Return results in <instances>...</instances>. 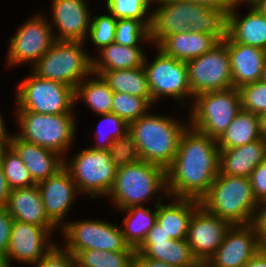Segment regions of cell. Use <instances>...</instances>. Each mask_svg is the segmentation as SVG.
<instances>
[{
    "label": "cell",
    "instance_id": "6da1fadb",
    "mask_svg": "<svg viewBox=\"0 0 266 267\" xmlns=\"http://www.w3.org/2000/svg\"><path fill=\"white\" fill-rule=\"evenodd\" d=\"M219 151L217 139L188 126L172 164L166 169L167 199L200 200L217 177Z\"/></svg>",
    "mask_w": 266,
    "mask_h": 267
},
{
    "label": "cell",
    "instance_id": "7a4b0ae2",
    "mask_svg": "<svg viewBox=\"0 0 266 267\" xmlns=\"http://www.w3.org/2000/svg\"><path fill=\"white\" fill-rule=\"evenodd\" d=\"M159 7L151 12L149 38L158 46L168 35L186 31L214 35L219 41L228 37V14L180 0H154Z\"/></svg>",
    "mask_w": 266,
    "mask_h": 267
},
{
    "label": "cell",
    "instance_id": "3957f363",
    "mask_svg": "<svg viewBox=\"0 0 266 267\" xmlns=\"http://www.w3.org/2000/svg\"><path fill=\"white\" fill-rule=\"evenodd\" d=\"M173 118L148 112L129 123L128 133L135 141L141 160L165 170L172 164L181 135L189 126Z\"/></svg>",
    "mask_w": 266,
    "mask_h": 267
},
{
    "label": "cell",
    "instance_id": "277c9868",
    "mask_svg": "<svg viewBox=\"0 0 266 267\" xmlns=\"http://www.w3.org/2000/svg\"><path fill=\"white\" fill-rule=\"evenodd\" d=\"M208 212L231 225L251 224L258 205L249 177L217 174L208 192L199 200Z\"/></svg>",
    "mask_w": 266,
    "mask_h": 267
},
{
    "label": "cell",
    "instance_id": "5b68a950",
    "mask_svg": "<svg viewBox=\"0 0 266 267\" xmlns=\"http://www.w3.org/2000/svg\"><path fill=\"white\" fill-rule=\"evenodd\" d=\"M160 190L165 192L166 198L169 197L166 170L140 160L117 168L115 183L108 196L113 199L114 206L121 210L153 200Z\"/></svg>",
    "mask_w": 266,
    "mask_h": 267
},
{
    "label": "cell",
    "instance_id": "8992f818",
    "mask_svg": "<svg viewBox=\"0 0 266 267\" xmlns=\"http://www.w3.org/2000/svg\"><path fill=\"white\" fill-rule=\"evenodd\" d=\"M84 43L56 40L31 70L43 79L60 82L75 90L92 74V56L86 53Z\"/></svg>",
    "mask_w": 266,
    "mask_h": 267
},
{
    "label": "cell",
    "instance_id": "52a82bcc",
    "mask_svg": "<svg viewBox=\"0 0 266 267\" xmlns=\"http://www.w3.org/2000/svg\"><path fill=\"white\" fill-rule=\"evenodd\" d=\"M21 139L53 150L65 158L76 132L73 114H41L33 111H16ZM75 118V119H74Z\"/></svg>",
    "mask_w": 266,
    "mask_h": 267
},
{
    "label": "cell",
    "instance_id": "ba28073f",
    "mask_svg": "<svg viewBox=\"0 0 266 267\" xmlns=\"http://www.w3.org/2000/svg\"><path fill=\"white\" fill-rule=\"evenodd\" d=\"M189 126L218 139L241 110L239 90L208 91L194 96L190 103Z\"/></svg>",
    "mask_w": 266,
    "mask_h": 267
},
{
    "label": "cell",
    "instance_id": "9c48e42d",
    "mask_svg": "<svg viewBox=\"0 0 266 267\" xmlns=\"http://www.w3.org/2000/svg\"><path fill=\"white\" fill-rule=\"evenodd\" d=\"M16 93V111L74 114V89L60 82L43 79L33 71L18 85Z\"/></svg>",
    "mask_w": 266,
    "mask_h": 267
},
{
    "label": "cell",
    "instance_id": "30bf717a",
    "mask_svg": "<svg viewBox=\"0 0 266 267\" xmlns=\"http://www.w3.org/2000/svg\"><path fill=\"white\" fill-rule=\"evenodd\" d=\"M66 159L64 167L76 183L79 194L87 193L93 199L104 195L108 197L117 172L108 150L87 147L69 161Z\"/></svg>",
    "mask_w": 266,
    "mask_h": 267
},
{
    "label": "cell",
    "instance_id": "8fae6325",
    "mask_svg": "<svg viewBox=\"0 0 266 267\" xmlns=\"http://www.w3.org/2000/svg\"><path fill=\"white\" fill-rule=\"evenodd\" d=\"M155 47L158 50L156 58L148 64V59L145 57L143 64L152 103H156L160 97L170 96L179 102V105L186 104L189 96L194 98L189 85L187 63L167 56L161 49Z\"/></svg>",
    "mask_w": 266,
    "mask_h": 267
},
{
    "label": "cell",
    "instance_id": "7c38bea8",
    "mask_svg": "<svg viewBox=\"0 0 266 267\" xmlns=\"http://www.w3.org/2000/svg\"><path fill=\"white\" fill-rule=\"evenodd\" d=\"M66 238L64 249L74 255L78 251L98 249L100 251L135 250L122 234L121 227L102 220L66 222L60 230Z\"/></svg>",
    "mask_w": 266,
    "mask_h": 267
},
{
    "label": "cell",
    "instance_id": "4fadbf2b",
    "mask_svg": "<svg viewBox=\"0 0 266 267\" xmlns=\"http://www.w3.org/2000/svg\"><path fill=\"white\" fill-rule=\"evenodd\" d=\"M186 63L193 96L233 88L229 52L223 41Z\"/></svg>",
    "mask_w": 266,
    "mask_h": 267
},
{
    "label": "cell",
    "instance_id": "5bb4252c",
    "mask_svg": "<svg viewBox=\"0 0 266 267\" xmlns=\"http://www.w3.org/2000/svg\"><path fill=\"white\" fill-rule=\"evenodd\" d=\"M44 15H35L19 27L10 38L6 61L8 65L31 63V68L55 43L54 30Z\"/></svg>",
    "mask_w": 266,
    "mask_h": 267
},
{
    "label": "cell",
    "instance_id": "9a60e30c",
    "mask_svg": "<svg viewBox=\"0 0 266 267\" xmlns=\"http://www.w3.org/2000/svg\"><path fill=\"white\" fill-rule=\"evenodd\" d=\"M50 235L51 232L44 227L13 219L4 261L9 267L14 260L29 266L37 263L57 244L51 242Z\"/></svg>",
    "mask_w": 266,
    "mask_h": 267
},
{
    "label": "cell",
    "instance_id": "2e32d148",
    "mask_svg": "<svg viewBox=\"0 0 266 267\" xmlns=\"http://www.w3.org/2000/svg\"><path fill=\"white\" fill-rule=\"evenodd\" d=\"M231 224L211 213L201 205L191 216L187 242L197 260L208 261L222 244Z\"/></svg>",
    "mask_w": 266,
    "mask_h": 267
},
{
    "label": "cell",
    "instance_id": "e0dca14e",
    "mask_svg": "<svg viewBox=\"0 0 266 267\" xmlns=\"http://www.w3.org/2000/svg\"><path fill=\"white\" fill-rule=\"evenodd\" d=\"M253 224L231 225L216 252L208 259L212 267H242L261 249Z\"/></svg>",
    "mask_w": 266,
    "mask_h": 267
},
{
    "label": "cell",
    "instance_id": "ac0fdd59",
    "mask_svg": "<svg viewBox=\"0 0 266 267\" xmlns=\"http://www.w3.org/2000/svg\"><path fill=\"white\" fill-rule=\"evenodd\" d=\"M51 8V27L55 25L58 32H54L55 40H87L92 15L85 0H52Z\"/></svg>",
    "mask_w": 266,
    "mask_h": 267
},
{
    "label": "cell",
    "instance_id": "d6986e66",
    "mask_svg": "<svg viewBox=\"0 0 266 267\" xmlns=\"http://www.w3.org/2000/svg\"><path fill=\"white\" fill-rule=\"evenodd\" d=\"M39 191L48 218L59 227L65 225L67 211L71 208L79 191L69 171L63 166L54 175L39 182ZM64 222V223H63Z\"/></svg>",
    "mask_w": 266,
    "mask_h": 267
},
{
    "label": "cell",
    "instance_id": "ffe728a7",
    "mask_svg": "<svg viewBox=\"0 0 266 267\" xmlns=\"http://www.w3.org/2000/svg\"><path fill=\"white\" fill-rule=\"evenodd\" d=\"M229 52L233 87L261 80L266 61L265 50L250 45L234 42L229 37L223 41Z\"/></svg>",
    "mask_w": 266,
    "mask_h": 267
},
{
    "label": "cell",
    "instance_id": "44dd1931",
    "mask_svg": "<svg viewBox=\"0 0 266 267\" xmlns=\"http://www.w3.org/2000/svg\"><path fill=\"white\" fill-rule=\"evenodd\" d=\"M5 208L14 220L44 227L51 233L59 228L48 218L37 184L11 190Z\"/></svg>",
    "mask_w": 266,
    "mask_h": 267
},
{
    "label": "cell",
    "instance_id": "7402d4cb",
    "mask_svg": "<svg viewBox=\"0 0 266 267\" xmlns=\"http://www.w3.org/2000/svg\"><path fill=\"white\" fill-rule=\"evenodd\" d=\"M243 3L248 4L250 12L241 17L236 11ZM228 37L234 42L266 49V15L254 1H239L229 13Z\"/></svg>",
    "mask_w": 266,
    "mask_h": 267
},
{
    "label": "cell",
    "instance_id": "603a6c76",
    "mask_svg": "<svg viewBox=\"0 0 266 267\" xmlns=\"http://www.w3.org/2000/svg\"><path fill=\"white\" fill-rule=\"evenodd\" d=\"M10 147L25 164L36 184L51 177L64 166V158L57 152L25 141L16 134L11 136Z\"/></svg>",
    "mask_w": 266,
    "mask_h": 267
},
{
    "label": "cell",
    "instance_id": "cb8c5ba5",
    "mask_svg": "<svg viewBox=\"0 0 266 267\" xmlns=\"http://www.w3.org/2000/svg\"><path fill=\"white\" fill-rule=\"evenodd\" d=\"M265 159V137L242 146L220 150L218 174L250 177L253 170Z\"/></svg>",
    "mask_w": 266,
    "mask_h": 267
},
{
    "label": "cell",
    "instance_id": "d4e9b609",
    "mask_svg": "<svg viewBox=\"0 0 266 267\" xmlns=\"http://www.w3.org/2000/svg\"><path fill=\"white\" fill-rule=\"evenodd\" d=\"M219 42L212 34L188 30L168 35L157 47L167 56L187 62L205 54Z\"/></svg>",
    "mask_w": 266,
    "mask_h": 267
},
{
    "label": "cell",
    "instance_id": "484cf974",
    "mask_svg": "<svg viewBox=\"0 0 266 267\" xmlns=\"http://www.w3.org/2000/svg\"><path fill=\"white\" fill-rule=\"evenodd\" d=\"M173 199L168 204H157V223L172 239H186L191 216L200 206V201L192 198Z\"/></svg>",
    "mask_w": 266,
    "mask_h": 267
},
{
    "label": "cell",
    "instance_id": "4316f807",
    "mask_svg": "<svg viewBox=\"0 0 266 267\" xmlns=\"http://www.w3.org/2000/svg\"><path fill=\"white\" fill-rule=\"evenodd\" d=\"M136 253L144 258L167 263L175 267H189L197 259L194 257L187 239L143 241Z\"/></svg>",
    "mask_w": 266,
    "mask_h": 267
},
{
    "label": "cell",
    "instance_id": "83f0119b",
    "mask_svg": "<svg viewBox=\"0 0 266 267\" xmlns=\"http://www.w3.org/2000/svg\"><path fill=\"white\" fill-rule=\"evenodd\" d=\"M98 53V58L92 57V72L96 75L102 71L141 67L146 56L140 46H124L115 42L101 48Z\"/></svg>",
    "mask_w": 266,
    "mask_h": 267
},
{
    "label": "cell",
    "instance_id": "f1b7e54d",
    "mask_svg": "<svg viewBox=\"0 0 266 267\" xmlns=\"http://www.w3.org/2000/svg\"><path fill=\"white\" fill-rule=\"evenodd\" d=\"M155 210L145 208V205H133L120 211L127 213L122 220V234L126 243L135 250L143 243L149 230L157 222V204L162 202V197L156 198Z\"/></svg>",
    "mask_w": 266,
    "mask_h": 267
},
{
    "label": "cell",
    "instance_id": "f546056e",
    "mask_svg": "<svg viewBox=\"0 0 266 267\" xmlns=\"http://www.w3.org/2000/svg\"><path fill=\"white\" fill-rule=\"evenodd\" d=\"M263 137L260 131L259 116L241 109L217 139V144L219 150H224L260 140Z\"/></svg>",
    "mask_w": 266,
    "mask_h": 267
},
{
    "label": "cell",
    "instance_id": "4dcf8cb0",
    "mask_svg": "<svg viewBox=\"0 0 266 267\" xmlns=\"http://www.w3.org/2000/svg\"><path fill=\"white\" fill-rule=\"evenodd\" d=\"M113 95L114 92L103 77L93 72L82 80L74 90L75 102L78 99L83 100L88 108L96 112L97 115L111 113Z\"/></svg>",
    "mask_w": 266,
    "mask_h": 267
},
{
    "label": "cell",
    "instance_id": "1f68e13d",
    "mask_svg": "<svg viewBox=\"0 0 266 267\" xmlns=\"http://www.w3.org/2000/svg\"><path fill=\"white\" fill-rule=\"evenodd\" d=\"M99 75L103 77L113 92L127 93L137 97H151L143 66L133 69L102 71Z\"/></svg>",
    "mask_w": 266,
    "mask_h": 267
},
{
    "label": "cell",
    "instance_id": "d6a6232c",
    "mask_svg": "<svg viewBox=\"0 0 266 267\" xmlns=\"http://www.w3.org/2000/svg\"><path fill=\"white\" fill-rule=\"evenodd\" d=\"M136 250L100 251L89 249L73 256L76 267H133Z\"/></svg>",
    "mask_w": 266,
    "mask_h": 267
},
{
    "label": "cell",
    "instance_id": "836d02e7",
    "mask_svg": "<svg viewBox=\"0 0 266 267\" xmlns=\"http://www.w3.org/2000/svg\"><path fill=\"white\" fill-rule=\"evenodd\" d=\"M152 104L151 97H137L127 93L114 92L111 113L129 124L146 115Z\"/></svg>",
    "mask_w": 266,
    "mask_h": 267
},
{
    "label": "cell",
    "instance_id": "e575fe53",
    "mask_svg": "<svg viewBox=\"0 0 266 267\" xmlns=\"http://www.w3.org/2000/svg\"><path fill=\"white\" fill-rule=\"evenodd\" d=\"M154 0H106L108 13L118 19H136L148 29L151 23V11ZM148 14V15H147Z\"/></svg>",
    "mask_w": 266,
    "mask_h": 267
},
{
    "label": "cell",
    "instance_id": "d590c367",
    "mask_svg": "<svg viewBox=\"0 0 266 267\" xmlns=\"http://www.w3.org/2000/svg\"><path fill=\"white\" fill-rule=\"evenodd\" d=\"M0 163L11 190L36 184L25 164L11 147L4 153Z\"/></svg>",
    "mask_w": 266,
    "mask_h": 267
},
{
    "label": "cell",
    "instance_id": "8d00e7d4",
    "mask_svg": "<svg viewBox=\"0 0 266 267\" xmlns=\"http://www.w3.org/2000/svg\"><path fill=\"white\" fill-rule=\"evenodd\" d=\"M140 41L151 43L149 29L141 21L129 18L117 20L115 43L124 46H139Z\"/></svg>",
    "mask_w": 266,
    "mask_h": 267
},
{
    "label": "cell",
    "instance_id": "74e56055",
    "mask_svg": "<svg viewBox=\"0 0 266 267\" xmlns=\"http://www.w3.org/2000/svg\"><path fill=\"white\" fill-rule=\"evenodd\" d=\"M99 116H102L99 125L103 122L107 124V127L108 125H111L113 127V130L110 129L111 131H107V133L106 130L103 129V127L101 128L103 124L98 126L95 134L97 143L91 148L108 150L114 140L124 137L126 134H128L129 124L114 113H106Z\"/></svg>",
    "mask_w": 266,
    "mask_h": 267
},
{
    "label": "cell",
    "instance_id": "f35d334b",
    "mask_svg": "<svg viewBox=\"0 0 266 267\" xmlns=\"http://www.w3.org/2000/svg\"><path fill=\"white\" fill-rule=\"evenodd\" d=\"M116 25L117 19L110 13L91 18L88 36L98 50L114 42Z\"/></svg>",
    "mask_w": 266,
    "mask_h": 267
},
{
    "label": "cell",
    "instance_id": "ab89813d",
    "mask_svg": "<svg viewBox=\"0 0 266 267\" xmlns=\"http://www.w3.org/2000/svg\"><path fill=\"white\" fill-rule=\"evenodd\" d=\"M241 98V109L253 114L266 111V82L259 80L238 89Z\"/></svg>",
    "mask_w": 266,
    "mask_h": 267
},
{
    "label": "cell",
    "instance_id": "60d3db41",
    "mask_svg": "<svg viewBox=\"0 0 266 267\" xmlns=\"http://www.w3.org/2000/svg\"><path fill=\"white\" fill-rule=\"evenodd\" d=\"M108 152L111 161L117 168L134 164L141 160L135 141L129 133L114 140Z\"/></svg>",
    "mask_w": 266,
    "mask_h": 267
},
{
    "label": "cell",
    "instance_id": "b9f144b4",
    "mask_svg": "<svg viewBox=\"0 0 266 267\" xmlns=\"http://www.w3.org/2000/svg\"><path fill=\"white\" fill-rule=\"evenodd\" d=\"M55 245L34 267H76L74 256L63 248Z\"/></svg>",
    "mask_w": 266,
    "mask_h": 267
},
{
    "label": "cell",
    "instance_id": "7bdbcfd3",
    "mask_svg": "<svg viewBox=\"0 0 266 267\" xmlns=\"http://www.w3.org/2000/svg\"><path fill=\"white\" fill-rule=\"evenodd\" d=\"M249 178L257 202L266 200V159L253 170Z\"/></svg>",
    "mask_w": 266,
    "mask_h": 267
},
{
    "label": "cell",
    "instance_id": "ee69618b",
    "mask_svg": "<svg viewBox=\"0 0 266 267\" xmlns=\"http://www.w3.org/2000/svg\"><path fill=\"white\" fill-rule=\"evenodd\" d=\"M13 218L5 207H0V259L6 258Z\"/></svg>",
    "mask_w": 266,
    "mask_h": 267
},
{
    "label": "cell",
    "instance_id": "f6af8a7d",
    "mask_svg": "<svg viewBox=\"0 0 266 267\" xmlns=\"http://www.w3.org/2000/svg\"><path fill=\"white\" fill-rule=\"evenodd\" d=\"M252 224L261 247L266 248V200L258 203Z\"/></svg>",
    "mask_w": 266,
    "mask_h": 267
},
{
    "label": "cell",
    "instance_id": "bcb514c9",
    "mask_svg": "<svg viewBox=\"0 0 266 267\" xmlns=\"http://www.w3.org/2000/svg\"><path fill=\"white\" fill-rule=\"evenodd\" d=\"M196 5L210 7L212 9H220L225 11L228 15L238 4L239 0H180Z\"/></svg>",
    "mask_w": 266,
    "mask_h": 267
},
{
    "label": "cell",
    "instance_id": "7dc6e473",
    "mask_svg": "<svg viewBox=\"0 0 266 267\" xmlns=\"http://www.w3.org/2000/svg\"><path fill=\"white\" fill-rule=\"evenodd\" d=\"M133 267H175L167 263L144 258L141 254L135 253Z\"/></svg>",
    "mask_w": 266,
    "mask_h": 267
},
{
    "label": "cell",
    "instance_id": "c3c4849f",
    "mask_svg": "<svg viewBox=\"0 0 266 267\" xmlns=\"http://www.w3.org/2000/svg\"><path fill=\"white\" fill-rule=\"evenodd\" d=\"M170 235H167L163 228L156 222L155 225L149 230L144 241H161L171 240Z\"/></svg>",
    "mask_w": 266,
    "mask_h": 267
},
{
    "label": "cell",
    "instance_id": "681fc988",
    "mask_svg": "<svg viewBox=\"0 0 266 267\" xmlns=\"http://www.w3.org/2000/svg\"><path fill=\"white\" fill-rule=\"evenodd\" d=\"M11 189L8 186L1 163H0V207H5Z\"/></svg>",
    "mask_w": 266,
    "mask_h": 267
},
{
    "label": "cell",
    "instance_id": "f907efd6",
    "mask_svg": "<svg viewBox=\"0 0 266 267\" xmlns=\"http://www.w3.org/2000/svg\"><path fill=\"white\" fill-rule=\"evenodd\" d=\"M242 267H266V248H261L259 252Z\"/></svg>",
    "mask_w": 266,
    "mask_h": 267
},
{
    "label": "cell",
    "instance_id": "816d5d0a",
    "mask_svg": "<svg viewBox=\"0 0 266 267\" xmlns=\"http://www.w3.org/2000/svg\"><path fill=\"white\" fill-rule=\"evenodd\" d=\"M11 136L8 131H0V162L4 153L10 148Z\"/></svg>",
    "mask_w": 266,
    "mask_h": 267
},
{
    "label": "cell",
    "instance_id": "f5cc1de1",
    "mask_svg": "<svg viewBox=\"0 0 266 267\" xmlns=\"http://www.w3.org/2000/svg\"><path fill=\"white\" fill-rule=\"evenodd\" d=\"M259 116L260 131L266 138V111L262 112Z\"/></svg>",
    "mask_w": 266,
    "mask_h": 267
},
{
    "label": "cell",
    "instance_id": "db71d44e",
    "mask_svg": "<svg viewBox=\"0 0 266 267\" xmlns=\"http://www.w3.org/2000/svg\"><path fill=\"white\" fill-rule=\"evenodd\" d=\"M189 267H212L208 261L197 260L194 264Z\"/></svg>",
    "mask_w": 266,
    "mask_h": 267
},
{
    "label": "cell",
    "instance_id": "11a10c76",
    "mask_svg": "<svg viewBox=\"0 0 266 267\" xmlns=\"http://www.w3.org/2000/svg\"><path fill=\"white\" fill-rule=\"evenodd\" d=\"M266 15V0H253Z\"/></svg>",
    "mask_w": 266,
    "mask_h": 267
},
{
    "label": "cell",
    "instance_id": "9f6ffc18",
    "mask_svg": "<svg viewBox=\"0 0 266 267\" xmlns=\"http://www.w3.org/2000/svg\"><path fill=\"white\" fill-rule=\"evenodd\" d=\"M1 112V111H0ZM2 114L0 113V131H6V124L5 121L3 120V117L1 116Z\"/></svg>",
    "mask_w": 266,
    "mask_h": 267
},
{
    "label": "cell",
    "instance_id": "6f0895ef",
    "mask_svg": "<svg viewBox=\"0 0 266 267\" xmlns=\"http://www.w3.org/2000/svg\"><path fill=\"white\" fill-rule=\"evenodd\" d=\"M261 80L266 82V61H265L264 66H263Z\"/></svg>",
    "mask_w": 266,
    "mask_h": 267
},
{
    "label": "cell",
    "instance_id": "680465c9",
    "mask_svg": "<svg viewBox=\"0 0 266 267\" xmlns=\"http://www.w3.org/2000/svg\"><path fill=\"white\" fill-rule=\"evenodd\" d=\"M0 267H9V266L3 259H0Z\"/></svg>",
    "mask_w": 266,
    "mask_h": 267
}]
</instances>
